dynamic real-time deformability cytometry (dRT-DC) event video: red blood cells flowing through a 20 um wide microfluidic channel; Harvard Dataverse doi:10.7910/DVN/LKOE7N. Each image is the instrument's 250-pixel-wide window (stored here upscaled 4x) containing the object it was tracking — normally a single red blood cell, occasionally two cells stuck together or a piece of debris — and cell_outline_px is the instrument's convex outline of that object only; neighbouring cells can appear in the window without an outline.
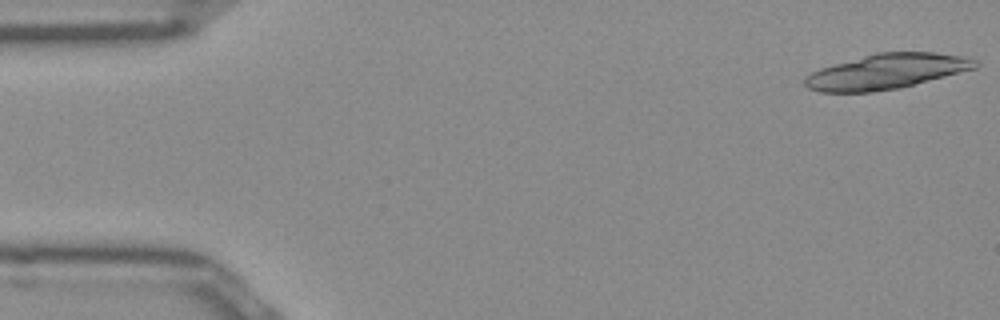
{"species": "Egyptian fruit bat (a non-hibernating species)", "species_latin": "Rousettus aegyptiacus", "temperature_condition": "room temperature", "stored_images_in_passage": 16, "camera_frame_rate_fps": 3000, "um_per_image_px": 0.085, "frame": {"image": 1, "passage_image": 1, "time_ms": 0.0, "image_size_px": [1000, 320], "cell_outline_px": [[980, 64], [976, 68], [900, 88], [868, 92], [820, 92], [808, 88], [804, 84], [804, 76], [820, 68], [876, 52], [936, 52], [960, 56], [976, 60]], "centroid_in_image_um": [75.34, 6.08], "position_along_channel_um": 9.7, "area_um2": 34.74}}